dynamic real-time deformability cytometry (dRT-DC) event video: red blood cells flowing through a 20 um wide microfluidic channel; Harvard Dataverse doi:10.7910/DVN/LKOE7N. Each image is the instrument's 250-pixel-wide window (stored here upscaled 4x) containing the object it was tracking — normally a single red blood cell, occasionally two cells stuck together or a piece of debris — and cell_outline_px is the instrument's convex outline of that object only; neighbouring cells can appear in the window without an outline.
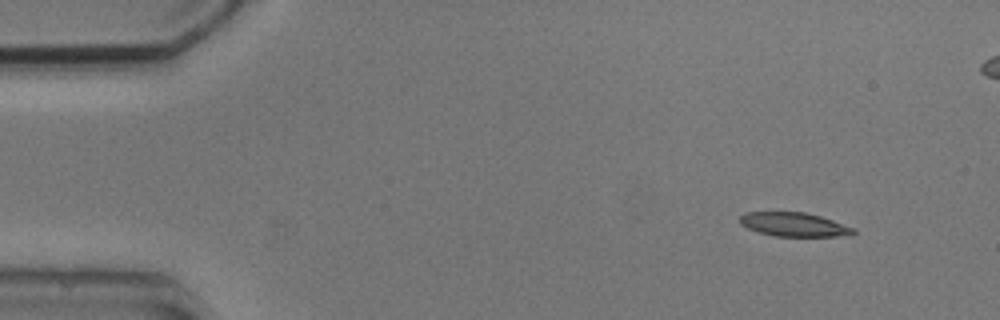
{"species": "common noctule bat (a hibernating species)", "species_latin": "Nyctalus noctula", "temperature_condition": "cold", "stored_images_in_passage": 5, "camera_frame_rate_fps": 3000, "um_per_image_px": 0.085, "animal": {"sex": "male", "body_mass_g": 20.5, "forearm_length_mm": 52.5}, "frame": {"image": 1, "passage_image": 1, "time_ms": 0.0, "image_size_px": [1000, 320], "cell_outline_px": [[856, 232], [852, 236], [776, 236], [756, 232], [740, 224], [740, 216], [744, 212], [804, 212], [820, 216], [856, 228]], "centroid_in_image_um": [67.51, 19.09], "position_along_channel_um": 17.5, "area_um2": 15.95}}